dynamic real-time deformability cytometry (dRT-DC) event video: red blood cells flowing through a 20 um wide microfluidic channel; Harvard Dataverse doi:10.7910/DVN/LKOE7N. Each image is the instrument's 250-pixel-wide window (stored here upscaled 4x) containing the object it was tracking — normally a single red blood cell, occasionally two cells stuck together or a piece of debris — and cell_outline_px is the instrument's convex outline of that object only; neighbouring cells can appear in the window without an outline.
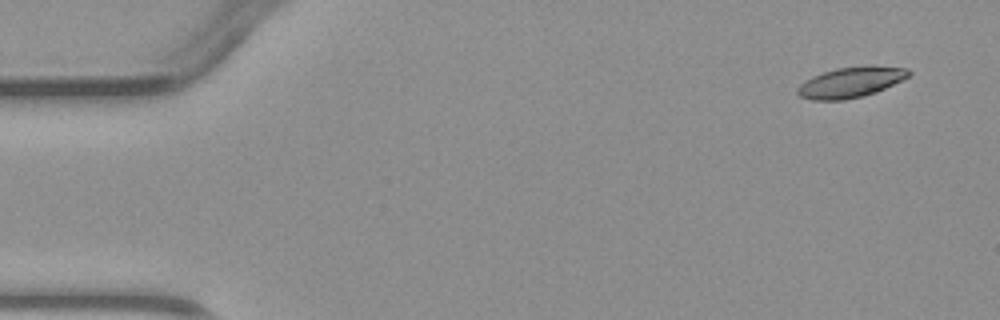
{"species": "common noctule bat (a hibernating species)", "species_latin": "Nyctalus noctula", "temperature_condition": "warm", "stored_images_in_passage": 4, "camera_frame_rate_fps": 3000, "um_per_image_px": 0.085, "animal": {"sex": "male", "body_mass_g": 23.1, "forearm_length_mm": 52.7}, "frame": {"image": 1, "passage_image": 1, "time_ms": 0.0, "image_size_px": [1000, 320], "cell_outline_px": [[912, 72], [908, 76], [876, 92], [864, 96], [844, 100], [812, 100], [800, 96], [796, 92], [796, 88], [800, 84], [812, 76], [836, 68], [908, 68]], "centroid_in_image_um": [72.21, 7.04], "position_along_channel_um": 12.8, "area_um2": 18.9}}
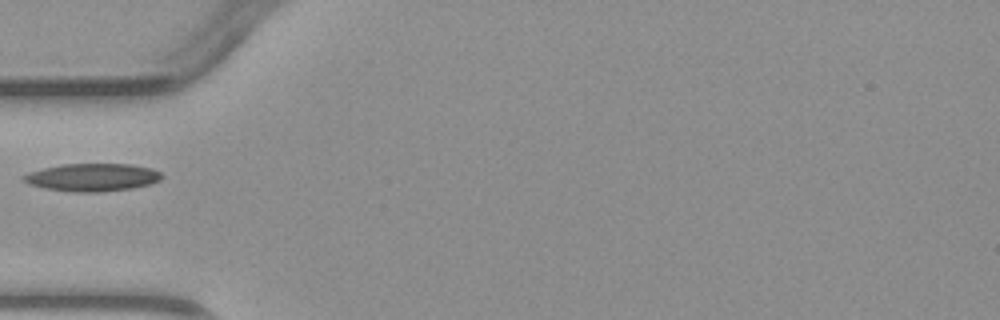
{"frame": {"image": 2, "passage_image": 4, "time_ms": 4.333, "image_size_px": [1000, 320], "cell_outline_px": [[164, 176], [160, 180], [148, 184], [132, 188], [100, 192], [72, 192], [44, 188], [28, 184], [20, 176], [28, 172], [44, 168], [64, 164], [132, 164], [152, 168], [160, 172]], "centroid_in_image_um": [7.84, 15.07], "position_along_channel_um": 77.2, "area_um2": 22.43}}